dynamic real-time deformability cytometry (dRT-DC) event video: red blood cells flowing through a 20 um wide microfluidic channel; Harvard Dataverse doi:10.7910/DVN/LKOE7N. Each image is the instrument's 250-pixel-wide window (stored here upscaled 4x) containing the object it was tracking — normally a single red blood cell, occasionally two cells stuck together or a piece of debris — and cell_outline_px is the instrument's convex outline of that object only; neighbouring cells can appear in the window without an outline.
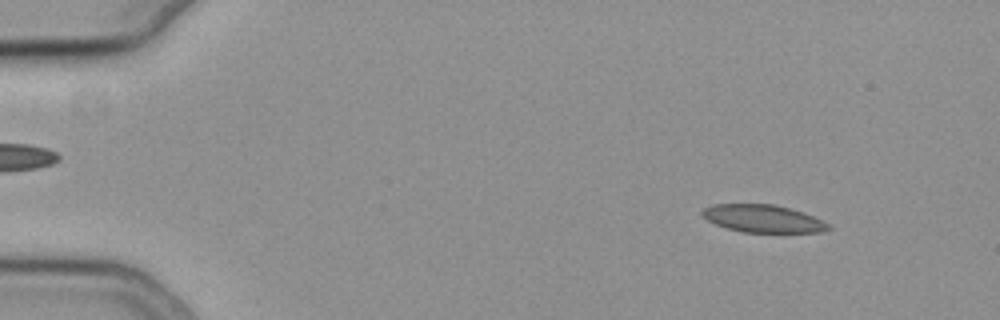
{"species": "common noctule bat (a hibernating species)", "species_latin": "Nyctalus noctula", "temperature_condition": "cold", "stored_images_in_passage": 17, "camera_frame_rate_fps": 3000, "um_per_image_px": 0.085, "animal": {"sex": "female", "body_mass_g": 19.3, "forearm_length_mm": 54.1}, "frame": {"image": 1, "passage_image": 5, "time_ms": 1.333, "image_size_px": [1000, 320], "cell_outline_px": [[832, 228], [820, 232], [744, 232], [728, 228], [716, 224], [708, 220], [700, 212], [704, 208], [712, 204], [776, 204], [804, 212], [828, 224]], "centroid_in_image_um": [64.85, 18.57], "position_along_channel_um": 20.2, "area_um2": 20.11}}
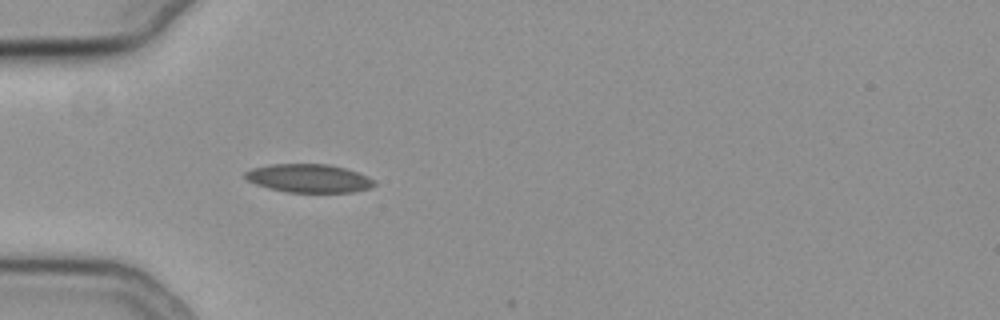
{"frame": {"image": 2, "passage_image": 16, "time_ms": 5.0, "image_size_px": [1000, 320], "cell_outline_px": [[376, 184], [368, 188], [352, 192], [288, 192], [268, 188], [256, 184], [248, 180], [244, 176], [244, 172], [252, 168], [272, 164], [328, 164], [344, 168], [368, 176], [376, 180]], "centroid_in_image_um": [26.25, 15.15], "position_along_channel_um": 58.8, "area_um2": 21.27}}